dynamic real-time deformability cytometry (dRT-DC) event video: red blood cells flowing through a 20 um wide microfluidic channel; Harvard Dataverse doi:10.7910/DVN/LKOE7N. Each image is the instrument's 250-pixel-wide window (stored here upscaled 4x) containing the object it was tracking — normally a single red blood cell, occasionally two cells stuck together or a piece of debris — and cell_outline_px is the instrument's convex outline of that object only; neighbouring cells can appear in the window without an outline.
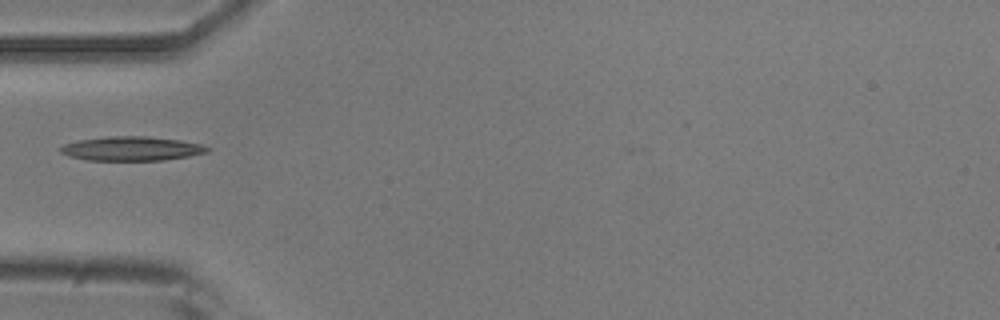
{"species": "common noctule bat (a hibernating species)", "species_latin": "Nyctalus noctula", "temperature_condition": "room temperature", "stored_images_in_passage": 35, "camera_frame_rate_fps": 3000, "um_per_image_px": 0.085, "animal": {"sex": "male", "body_mass_g": 20.5, "forearm_length_mm": 52.5}, "frame": {"image": 1, "passage_image": 1, "time_ms": 0.0, "image_size_px": [1000, 320], "cell_outline_px": [[212, 148], [208, 152], [188, 156], [164, 160], [88, 160], [68, 156], [60, 152], [60, 148], [64, 144], [80, 140], [108, 136], [148, 136], [180, 140], [200, 144]], "centroid_in_image_um": [11.2, 12.63], "position_along_channel_um": 73.8, "area_um2": 20.63}}
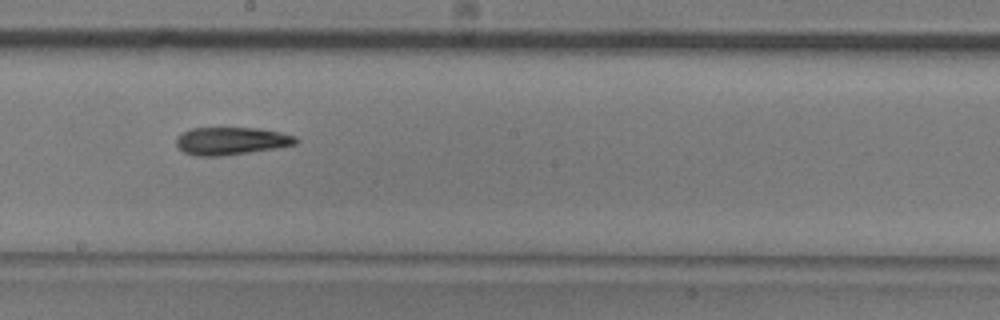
{"frame": {"image": 2, "passage_image": 13, "time_ms": 4.0, "image_size_px": [1000, 320], "cell_outline_px": [[300, 140], [296, 144], [276, 148], [220, 156], [196, 156], [184, 152], [176, 144], [176, 136], [180, 132], [192, 128], [260, 128], [280, 132], [296, 136]], "centroid_in_image_um": [19.65, 11.97], "position_along_channel_um": 228.6, "area_um2": 19.36}}
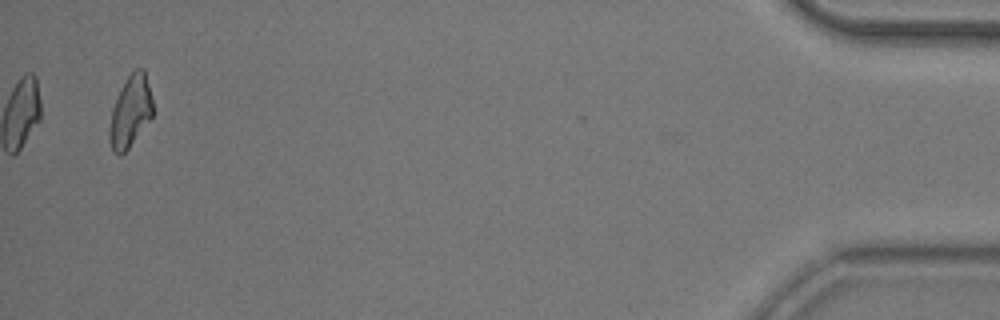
{"frame": {"image": 3, "passage_image": 35, "time_ms": 11.333, "image_size_px": [1000, 320], "cell_outline_px": [[152, 116], [128, 148], [120, 156], [112, 152], [108, 136], [108, 128], [112, 108], [128, 76], [136, 68], [144, 68], [152, 100]], "centroid_in_image_um": [11.05, 9.51], "position_along_channel_um": 424.1, "area_um2": 17.74}}